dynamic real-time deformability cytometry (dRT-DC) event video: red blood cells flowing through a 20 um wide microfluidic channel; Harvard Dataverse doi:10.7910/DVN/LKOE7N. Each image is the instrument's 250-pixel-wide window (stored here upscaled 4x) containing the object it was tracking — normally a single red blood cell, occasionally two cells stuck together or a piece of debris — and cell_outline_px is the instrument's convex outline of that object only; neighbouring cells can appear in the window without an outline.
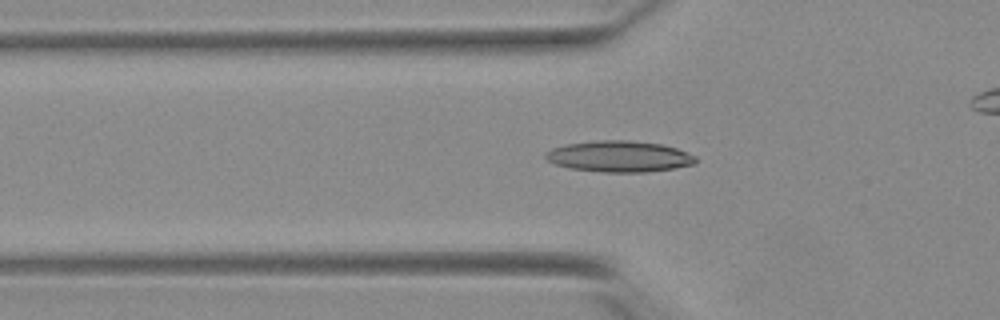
{"species": "Egyptian fruit bat (a non-hibernating species)", "species_latin": "Rousettus aegyptiacus", "temperature_condition": "warm", "stored_images_in_passage": 31, "camera_frame_rate_fps": 3000, "um_per_image_px": 0.085, "animal": {"sex": "female"}, "frame": {"image": 1, "passage_image": 2, "time_ms": 0.333, "image_size_px": [1000, 320], "cell_outline_px": [[696, 164], [676, 168], [648, 172], [604, 172], [568, 168], [556, 164], [548, 160], [544, 156], [544, 152], [552, 148], [564, 144], [600, 140], [624, 140], [660, 144], [676, 148], [696, 156]], "centroid_in_image_um": [52.63, 13.3], "position_along_channel_um": 73.2, "area_um2": 27.28}}
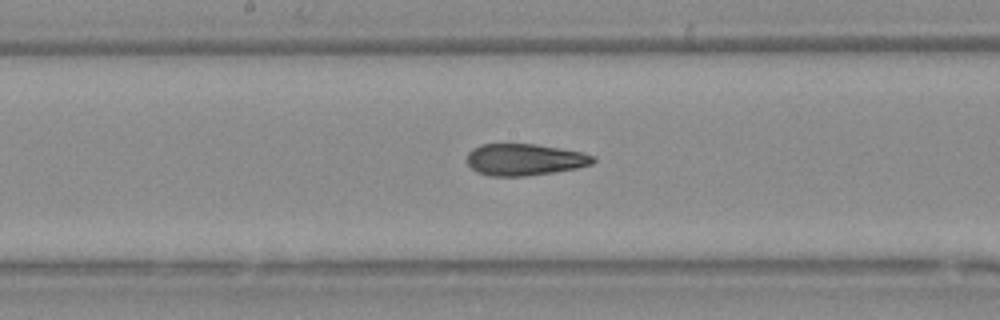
{"frame": {"image": 2, "passage_image": 12, "time_ms": 3.667, "image_size_px": [1000, 320], "cell_outline_px": [[596, 160], [592, 164], [576, 168], [552, 172], [524, 176], [488, 176], [476, 172], [468, 164], [468, 152], [472, 148], [480, 144], [536, 144], [560, 148], [580, 152], [596, 156]], "centroid_in_image_um": [44.58, 13.56], "position_along_channel_um": 203.6, "area_um2": 23.29}}
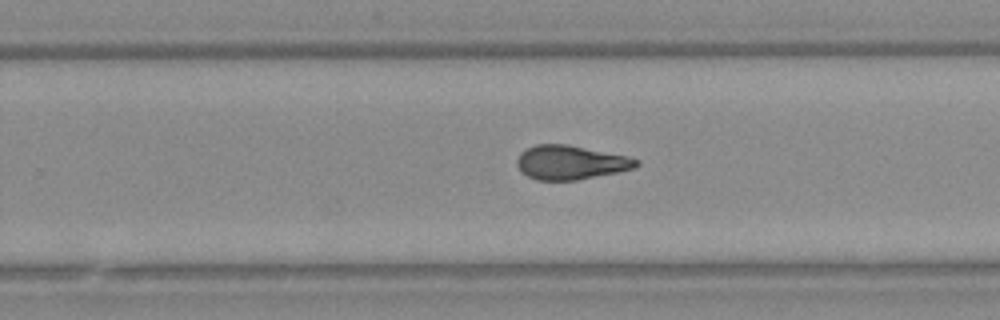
{"frame": {"image": 3, "passage_image": 18, "time_ms": 5.667, "image_size_px": [1000, 320], "cell_outline_px": [[640, 164], [636, 168], [576, 180], [536, 180], [528, 176], [516, 164], [516, 160], [520, 152], [536, 144], [568, 144], [624, 156], [640, 160]], "centroid_in_image_um": [48.49, 13.8], "position_along_channel_um": 281.3, "area_um2": 23.41}, "authors_computed_cell_mechanics": {"area_um2": 23.409, "velocity_mm_per_s": 3.8984, "shape_relaxation_time_tau1_ms": null, "shape_relaxation_time_tau2_ms": 1.6348, "deformation_change_tau1": null, "deformation_change_tau2": 0.0855}}